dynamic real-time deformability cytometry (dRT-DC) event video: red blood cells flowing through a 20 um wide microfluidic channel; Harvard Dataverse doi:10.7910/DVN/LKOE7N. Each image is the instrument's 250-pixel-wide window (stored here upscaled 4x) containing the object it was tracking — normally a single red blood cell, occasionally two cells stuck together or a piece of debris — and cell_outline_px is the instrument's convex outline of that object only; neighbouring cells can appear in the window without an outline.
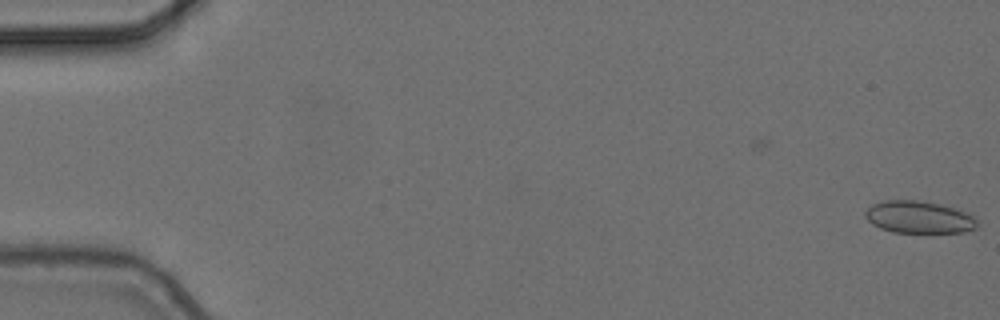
{"species": "common noctule bat (a hibernating species)", "species_latin": "Nyctalus noctula", "temperature_condition": "cold", "stored_images_in_passage": 7, "camera_frame_rate_fps": 3000, "um_per_image_px": 0.085, "animal": {"sex": "female", "body_mass_g": 24.6, "forearm_length_mm": 56.2}, "frame": {"image": 1, "passage_image": 1, "time_ms": 0.0, "image_size_px": [1000, 320], "cell_outline_px": [[976, 228], [964, 232], [892, 232], [880, 228], [872, 224], [864, 216], [864, 212], [872, 204], [884, 200], [916, 200], [936, 204], [952, 208], [964, 212], [972, 216], [976, 220]], "centroid_in_image_um": [78.04, 18.46], "position_along_channel_um": 7.0, "area_um2": 20.69}}
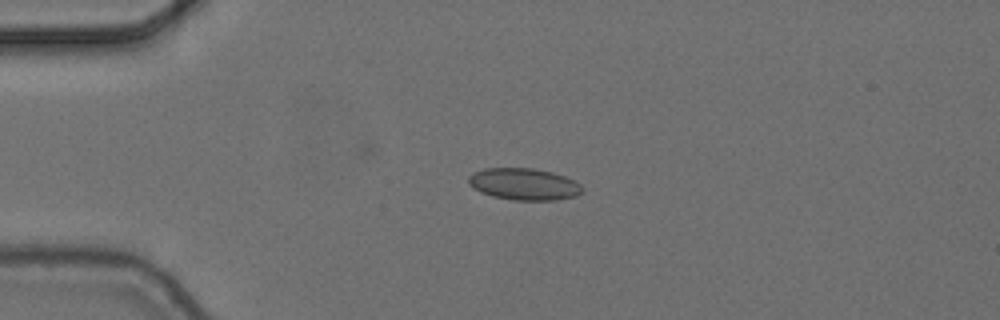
{"frame": {"image": 2, "passage_image": 4, "time_ms": 1.0, "image_size_px": [1000, 320], "cell_outline_px": [[584, 192], [576, 196], [556, 200], [516, 200], [492, 196], [480, 192], [472, 188], [468, 184], [468, 176], [472, 172], [484, 168], [532, 168], [552, 172], [564, 176], [580, 184]], "centroid_in_image_um": [44.51, 15.65], "position_along_channel_um": 40.5, "area_um2": 21.21}}
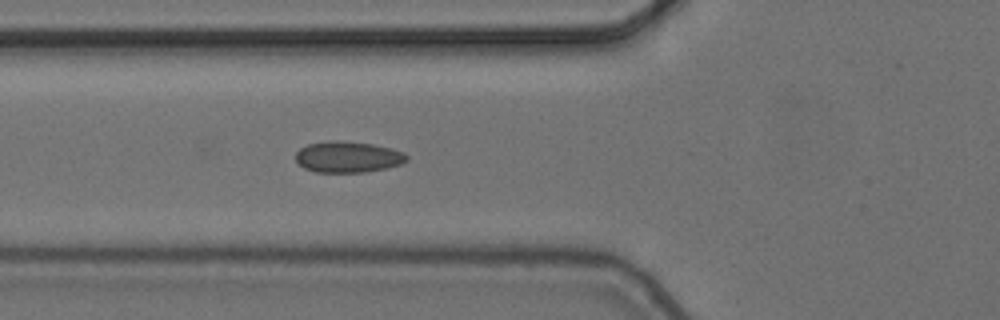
{"frame": {"image": 3, "passage_image": 6, "time_ms": 1.667, "image_size_px": [1000, 320], "cell_outline_px": [[408, 160], [400, 164], [388, 168], [364, 172], [316, 172], [304, 168], [296, 160], [296, 152], [300, 148], [308, 144], [328, 140], [336, 140], [372, 144], [404, 152], [408, 156]], "centroid_in_image_um": [29.56, 13.34], "position_along_channel_um": 96.2, "area_um2": 20.11}}